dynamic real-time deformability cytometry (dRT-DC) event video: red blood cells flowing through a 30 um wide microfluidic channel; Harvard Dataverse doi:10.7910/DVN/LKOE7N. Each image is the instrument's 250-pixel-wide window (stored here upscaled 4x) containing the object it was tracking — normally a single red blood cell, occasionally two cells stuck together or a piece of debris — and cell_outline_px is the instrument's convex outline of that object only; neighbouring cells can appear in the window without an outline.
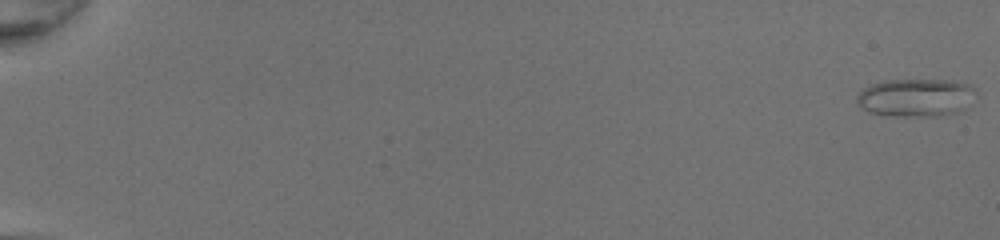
{"species": "common noctule bat (a hibernating species)", "species_latin": "Nyctalus noctula", "temperature_condition": "room temperature", "stored_images_in_passage": 50, "camera_frame_rate_fps": 3000, "um_per_image_px": 0.085, "animal": {"sex": "female", "body_mass_g": 20.0, "forearm_length_mm": 54.0}, "frame": {"image": 1, "passage_image": 1, "time_ms": 0.0, "image_size_px": [1000, 240], "cell_outline_px": [[976, 92], [964, 108], [960, 112], [936, 116], [896, 116], [868, 112], [856, 100], [856, 96], [864, 88], [872, 84], [884, 80], [948, 80], [968, 84]], "centroid_in_image_um": [77.83, 8.29], "position_along_channel_um": 7.2, "area_um2": 26.07}}
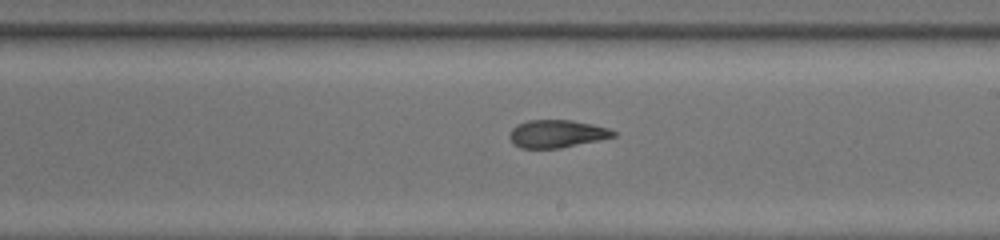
{"frame": {"image": 2, "passage_image": 32, "time_ms": 10.333, "image_size_px": [1000, 240], "cell_outline_px": [[616, 136], [600, 140], [560, 148], [520, 148], [512, 144], [508, 136], [512, 128], [516, 124], [528, 120], [572, 120], [592, 124], [608, 128], [616, 132]], "centroid_in_image_um": [47.3, 11.37], "position_along_channel_um": 241.7, "area_um2": 16.94}}
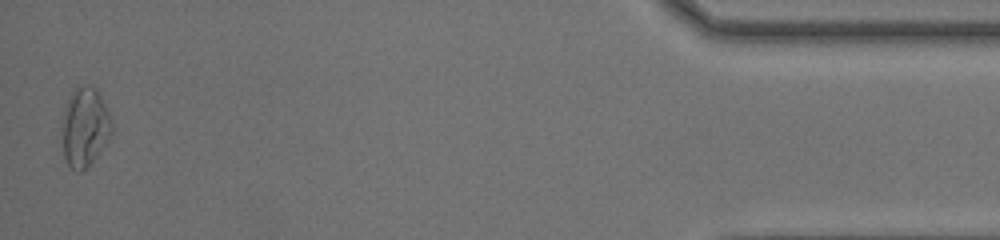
{"frame": {"image": 3, "passage_image": 50, "time_ms": 16.333, "image_size_px": [1000, 240], "cell_outline_px": [[112, 136], [96, 156], [80, 172], [76, 172], [68, 164], [64, 156], [60, 124], [68, 100], [72, 92], [76, 88], [84, 84], [96, 88], [104, 100], [112, 120]], "centroid_in_image_um": [7.21, 10.78], "position_along_channel_um": 428.0, "area_um2": 23.12}, "authors_computed_cell_mechanics": {"area_um2": 19.0451, "velocity_mm_per_s": 4.3456, "shape_relaxation_time_tau1_ms": null, "shape_relaxation_time_tau2_ms": 1.6586, "deformation_change_tau1": null, "deformation_change_tau2": 0.1003}}